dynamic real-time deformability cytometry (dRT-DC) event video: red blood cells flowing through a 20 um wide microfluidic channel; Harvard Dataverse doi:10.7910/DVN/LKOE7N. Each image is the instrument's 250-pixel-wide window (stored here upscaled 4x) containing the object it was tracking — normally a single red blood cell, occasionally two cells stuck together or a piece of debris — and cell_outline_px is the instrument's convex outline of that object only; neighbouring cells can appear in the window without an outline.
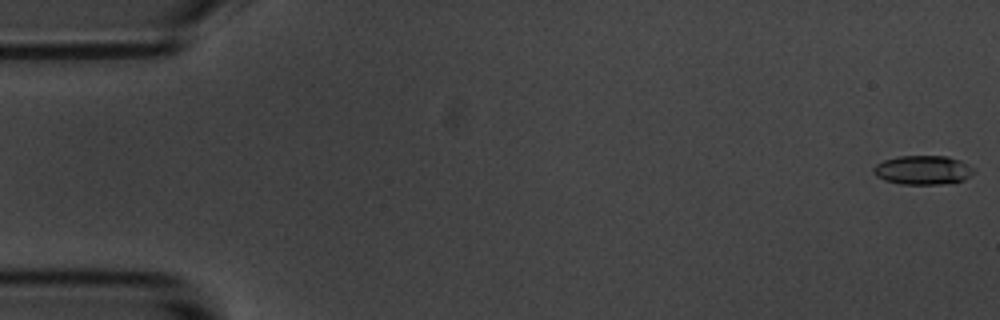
{"species": "common noctule bat (a hibernating species)", "species_latin": "Nyctalus noctula", "temperature_condition": "room temperature", "stored_images_in_passage": 7, "camera_frame_rate_fps": 3000, "um_per_image_px": 0.085, "animal": {"sex": "male", "body_mass_g": 20.1, "forearm_length_mm": 53.5}, "frame": {"image": 1, "passage_image": 1, "time_ms": 0.0, "image_size_px": [1000, 320], "cell_outline_px": [[976, 172], [964, 180], [940, 184], [900, 184], [884, 180], [876, 176], [872, 172], [872, 168], [876, 164], [884, 160], [900, 156], [948, 156], [960, 160], [976, 168]], "centroid_in_image_um": [78.46, 14.45], "position_along_channel_um": 6.5, "area_um2": 17.17}}
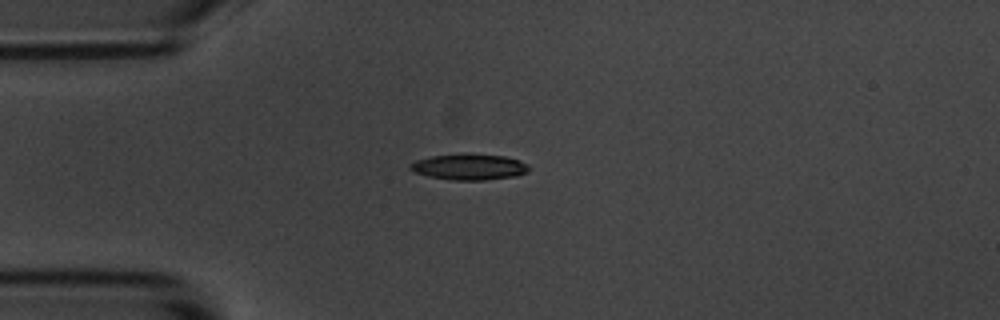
{"frame": {"image": 2, "passage_image": 5, "time_ms": 4.667, "image_size_px": [1000, 320], "cell_outline_px": [[528, 172], [516, 176], [484, 180], [452, 180], [428, 176], [412, 172], [408, 168], [408, 164], [416, 160], [432, 156], [504, 156], [520, 160], [528, 164]], "centroid_in_image_um": [39.86, 14.23], "position_along_channel_um": 45.1, "area_um2": 17.34}}